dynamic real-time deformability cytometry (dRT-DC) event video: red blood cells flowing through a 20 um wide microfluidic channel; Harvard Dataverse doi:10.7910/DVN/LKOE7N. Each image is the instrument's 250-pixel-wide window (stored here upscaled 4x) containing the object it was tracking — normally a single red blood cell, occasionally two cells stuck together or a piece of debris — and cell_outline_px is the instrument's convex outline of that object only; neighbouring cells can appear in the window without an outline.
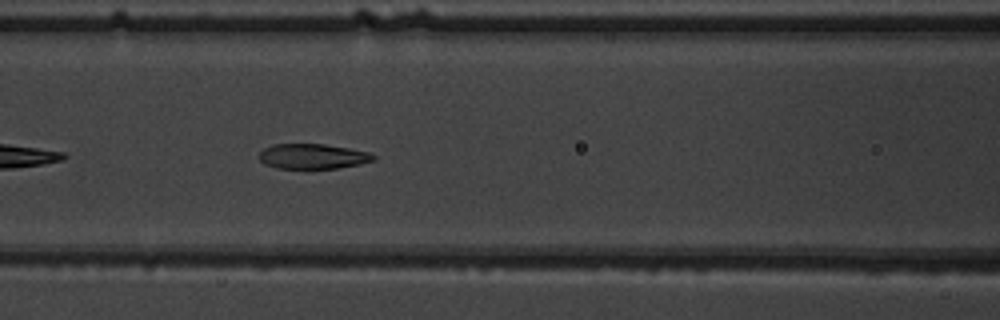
{"species": "common noctule bat (a hibernating species)", "species_latin": "Nyctalus noctula", "temperature_condition": "warm", "stored_images_in_passage": 6, "camera_frame_rate_fps": 3000, "um_per_image_px": 0.085, "animal": {"sex": "male", "body_mass_g": 19.5, "forearm_length_mm": 54.6}, "frame": {"image": 1, "passage_image": 6, "time_ms": 6.667, "image_size_px": [1000, 320], "cell_outline_px": [[376, 160], [360, 164], [336, 168], [276, 168], [264, 164], [260, 160], [260, 152], [264, 148], [272, 144], [324, 144], [348, 148], [368, 152], [376, 156]], "centroid_in_image_um": [26.58, 13.29], "position_along_channel_um": 140.0, "area_um2": 16.65}}